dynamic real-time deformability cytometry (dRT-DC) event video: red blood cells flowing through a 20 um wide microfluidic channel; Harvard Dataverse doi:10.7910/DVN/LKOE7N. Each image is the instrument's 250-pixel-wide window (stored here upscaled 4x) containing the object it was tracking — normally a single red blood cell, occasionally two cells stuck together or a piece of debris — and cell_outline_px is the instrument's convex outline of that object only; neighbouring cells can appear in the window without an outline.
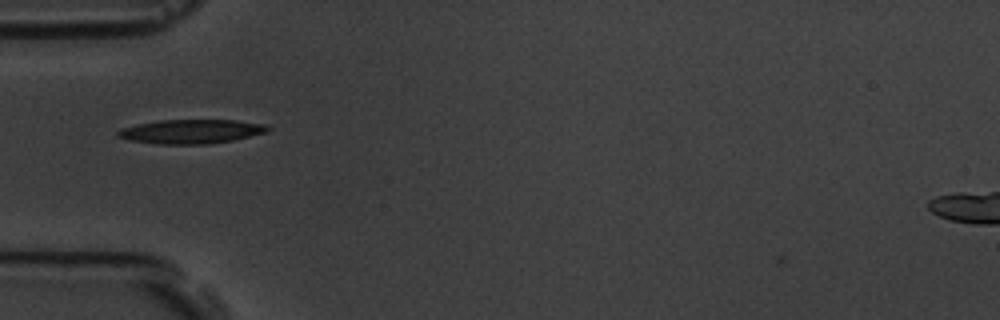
{"species": "common noctule bat (a hibernating species)", "species_latin": "Nyctalus noctula", "temperature_condition": "room temperature", "stored_images_in_passage": 6, "camera_frame_rate_fps": 3000, "um_per_image_px": 0.085, "animal": {"sex": "male", "body_mass_g": 19.5, "forearm_length_mm": 54.6}, "frame": {"image": 1, "passage_image": 2, "time_ms": 1.0, "image_size_px": [1000, 320], "cell_outline_px": [[272, 128], [268, 132], [232, 140], [208, 144], [156, 144], [132, 140], [116, 136], [116, 132], [120, 128], [136, 124], [160, 120], [236, 120], [268, 124]], "centroid_in_image_um": [16.28, 11.17], "position_along_channel_um": 68.7, "area_um2": 21.21}}
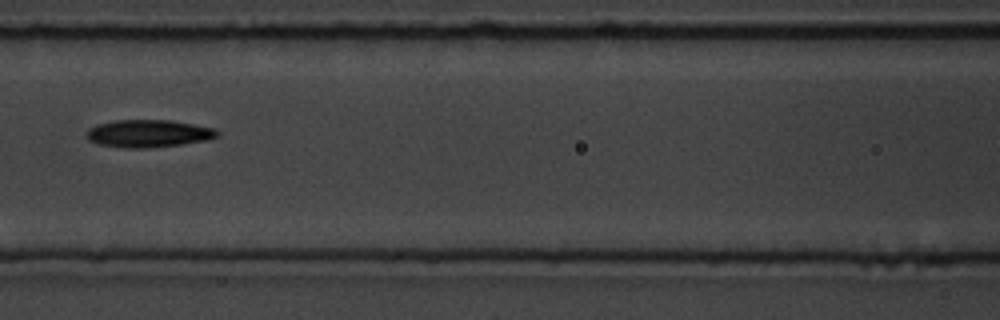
{"frame": {"image": 2, "passage_image": 4, "time_ms": 3.333, "image_size_px": [1000, 320], "cell_outline_px": [[220, 136], [208, 140], [180, 144], [144, 148], [124, 148], [96, 144], [88, 140], [88, 128], [96, 124], [112, 120], [168, 120], [216, 128], [220, 132]], "centroid_in_image_um": [12.62, 11.34], "position_along_channel_um": 154.0, "area_um2": 21.1}}
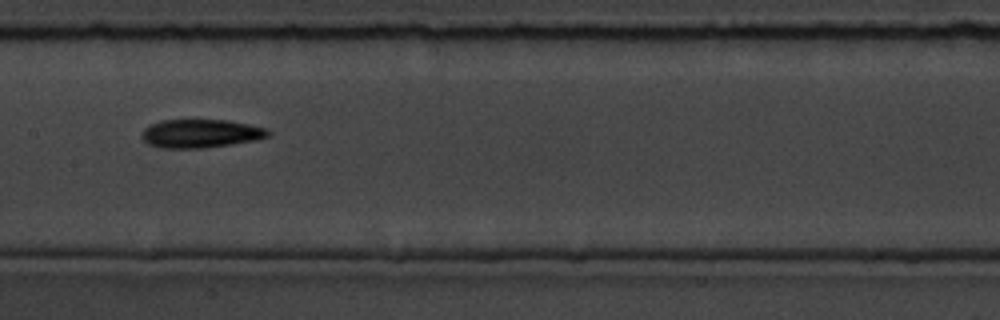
{"frame": {"image": 3, "passage_image": 5, "time_ms": 4.333, "image_size_px": [1000, 320], "cell_outline_px": [[272, 132], [268, 136], [256, 140], [200, 148], [160, 148], [148, 144], [140, 136], [144, 128], [148, 124], [160, 120], [228, 120], [268, 128]], "centroid_in_image_um": [17.03, 11.34], "position_along_channel_um": 190.4, "area_um2": 21.04}}